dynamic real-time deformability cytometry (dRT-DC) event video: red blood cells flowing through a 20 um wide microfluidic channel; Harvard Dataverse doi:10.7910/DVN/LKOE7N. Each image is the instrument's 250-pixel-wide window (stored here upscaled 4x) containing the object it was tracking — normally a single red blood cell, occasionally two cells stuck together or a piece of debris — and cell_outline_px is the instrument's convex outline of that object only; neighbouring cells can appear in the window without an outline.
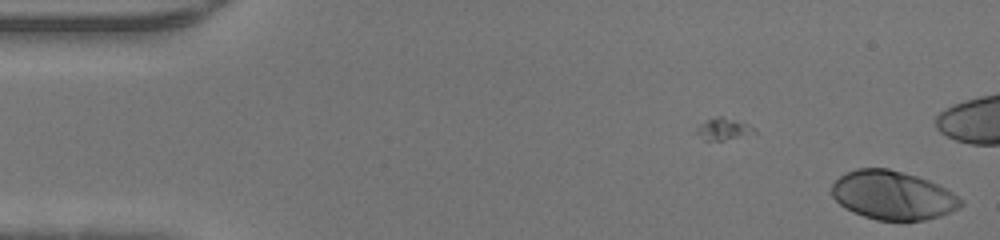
{"species": "human", "species_latin": "Homo sapiens", "temperature_condition": "warm", "stored_images_in_passage": 8, "camera_frame_rate_fps": 3000, "um_per_image_px": 0.085, "donor": {"sex": "male"}, "frame": {"image": 1, "passage_image": 8, "time_ms": 2.333, "image_size_px": [1000, 240], "cell_outline_px": [[964, 204], [960, 208], [940, 216], [924, 220], [876, 220], [864, 216], [844, 208], [832, 196], [832, 184], [840, 176], [856, 168], [888, 168], [916, 176], [928, 180], [952, 192], [964, 200]], "centroid_in_image_um": [75.9, 16.6], "position_along_channel_um": 9.1, "area_um2": 36.53}}